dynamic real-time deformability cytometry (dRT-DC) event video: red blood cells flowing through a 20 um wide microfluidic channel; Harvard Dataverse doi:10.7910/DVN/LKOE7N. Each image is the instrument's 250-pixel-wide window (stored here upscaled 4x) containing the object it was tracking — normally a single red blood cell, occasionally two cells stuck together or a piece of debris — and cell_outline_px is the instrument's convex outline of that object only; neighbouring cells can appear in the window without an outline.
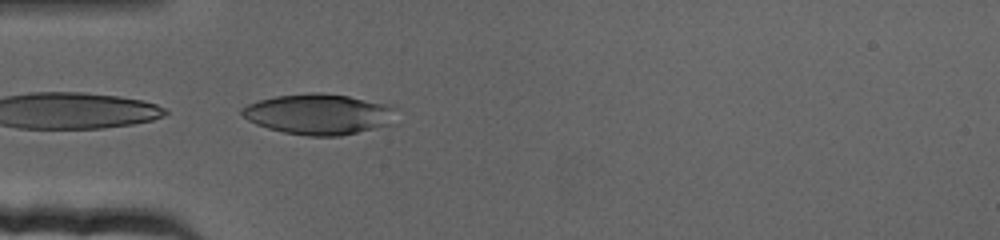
{"species": "human", "species_latin": "Homo sapiens", "temperature_condition": "cold", "stored_images_in_passage": 19, "camera_frame_rate_fps": 3000, "um_per_image_px": 0.085, "donor": {"sex": "female"}, "frame": {"image": 1, "passage_image": 1, "time_ms": 0.0, "image_size_px": [1000, 240], "cell_outline_px": [[400, 108], [396, 124], [340, 136], [308, 136], [284, 132], [268, 128], [256, 124], [248, 120], [240, 112], [240, 108], [248, 104], [260, 100], [276, 96], [308, 92], [320, 92], [348, 96], [388, 104]], "centroid_in_image_um": [27.21, 9.7], "position_along_channel_um": 57.8, "area_um2": 37.22}}
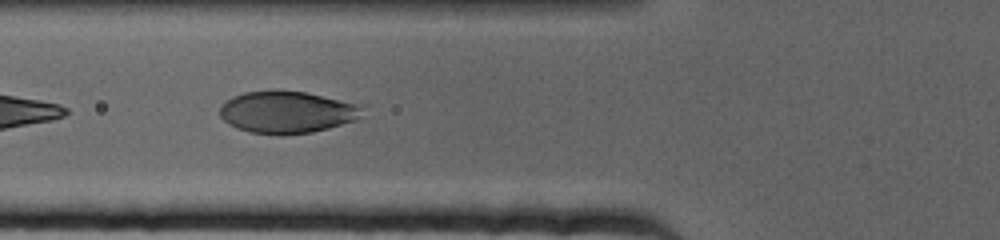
{"frame": {"image": 2, "passage_image": 6, "time_ms": 1.667, "image_size_px": [1000, 240], "cell_outline_px": [[364, 104], [360, 116], [356, 120], [328, 128], [312, 132], [280, 136], [252, 132], [236, 128], [228, 124], [220, 116], [220, 108], [232, 96], [244, 92], [272, 88], [308, 92]], "centroid_in_image_um": [24.42, 9.5], "position_along_channel_um": 101.4, "area_um2": 35.78}}
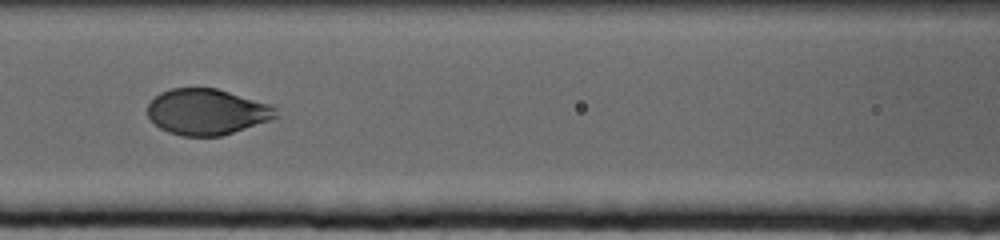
{"frame": {"image": 3, "passage_image": 11, "time_ms": 3.333, "image_size_px": [1000, 240], "cell_outline_px": [[280, 116], [272, 120], [220, 136], [184, 136], [168, 132], [160, 128], [148, 116], [148, 104], [160, 92], [168, 88], [216, 88], [268, 104], [276, 108]], "centroid_in_image_um": [17.59, 9.51], "position_along_channel_um": 149.0, "area_um2": 34.22}}